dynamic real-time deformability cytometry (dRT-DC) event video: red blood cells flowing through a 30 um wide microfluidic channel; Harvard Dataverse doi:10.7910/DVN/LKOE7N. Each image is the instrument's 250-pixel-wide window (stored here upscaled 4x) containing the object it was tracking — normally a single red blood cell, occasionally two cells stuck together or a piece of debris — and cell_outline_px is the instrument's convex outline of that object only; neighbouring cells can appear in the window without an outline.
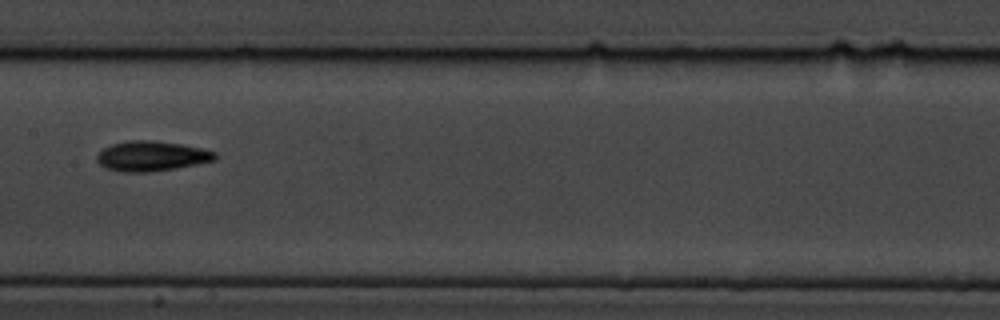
{"species": "common noctule bat (a hibernating species)", "species_latin": "Nyctalus noctula", "temperature_condition": "cold", "stored_images_in_passage": 8, "camera_frame_rate_fps": 3000, "um_per_image_px": 0.085, "animal": {"sex": "male", "body_mass_g": 19.5, "forearm_length_mm": 54.6}, "frame": {"image": 1, "passage_image": 6, "time_ms": 5.667, "image_size_px": [1000, 320], "cell_outline_px": [[216, 160], [176, 168], [148, 172], [120, 172], [104, 168], [96, 160], [96, 156], [104, 148], [112, 144], [128, 140], [152, 140], [180, 144], [200, 148], [216, 152]], "centroid_in_image_um": [12.85, 13.27], "position_along_channel_um": 194.6, "area_um2": 20.63}}
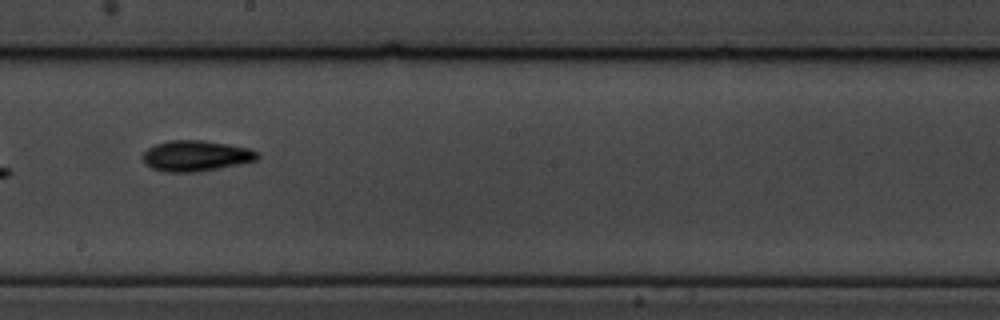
{"frame": {"image": 2, "passage_image": 7, "time_ms": 6.667, "image_size_px": [1000, 320], "cell_outline_px": [[260, 156], [256, 160], [220, 168], [196, 172], [164, 172], [152, 168], [144, 164], [140, 156], [152, 144], [168, 140], [204, 140], [228, 144], [248, 148], [260, 152]], "centroid_in_image_um": [16.6, 13.24], "position_along_channel_um": 231.6, "area_um2": 20.87}}
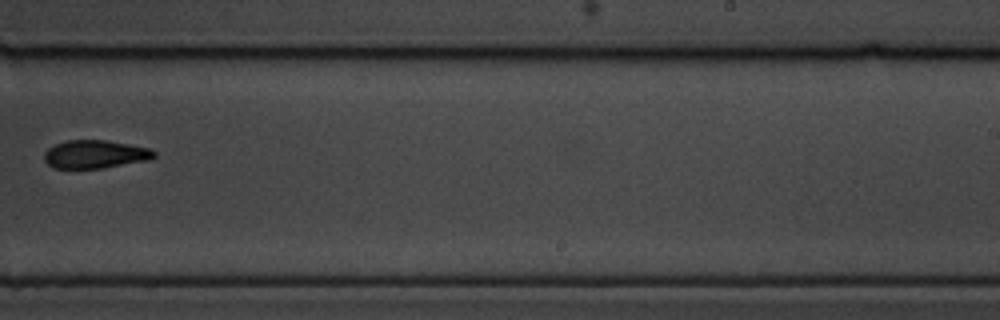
{"frame": {"image": 3, "passage_image": 8, "time_ms": 8.0, "image_size_px": [1000, 320], "cell_outline_px": [[156, 156], [148, 160], [104, 168], [52, 168], [44, 160], [44, 152], [48, 148], [56, 144], [68, 140], [108, 140], [152, 148], [156, 152]], "centroid_in_image_um": [8.11, 13.11], "position_along_channel_um": 280.9, "area_um2": 18.21}}